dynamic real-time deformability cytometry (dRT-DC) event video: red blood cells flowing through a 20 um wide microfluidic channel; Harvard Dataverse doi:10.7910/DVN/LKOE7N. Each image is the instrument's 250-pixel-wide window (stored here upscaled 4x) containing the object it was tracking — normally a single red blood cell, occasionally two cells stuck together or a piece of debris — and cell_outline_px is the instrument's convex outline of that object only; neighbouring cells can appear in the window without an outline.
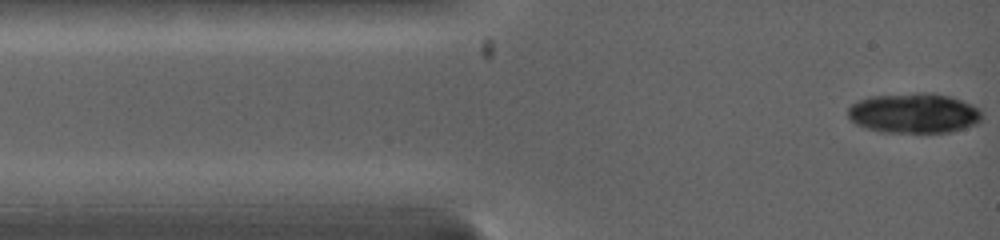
{"species": "common noctule bat (a hibernating species)", "species_latin": "Nyctalus noctula", "temperature_condition": "warm", "stored_images_in_passage": 7, "camera_frame_rate_fps": 5000, "um_per_image_px": 0.085, "animal": {"sex": "female", "body_mass_g": 19.0, "forearm_length_mm": 53.3}, "frame": {"image": 1, "passage_image": 1, "time_ms": 0.0, "image_size_px": [1000, 240], "cell_outline_px": [[984, 116], [976, 124], [952, 132], [880, 132], [856, 124], [848, 116], [848, 108], [852, 104], [868, 96], [916, 92], [932, 92], [948, 96], [972, 104], [980, 108]], "centroid_in_image_um": [77.71, 9.61], "position_along_channel_um": 7.3, "area_um2": 31.5}}